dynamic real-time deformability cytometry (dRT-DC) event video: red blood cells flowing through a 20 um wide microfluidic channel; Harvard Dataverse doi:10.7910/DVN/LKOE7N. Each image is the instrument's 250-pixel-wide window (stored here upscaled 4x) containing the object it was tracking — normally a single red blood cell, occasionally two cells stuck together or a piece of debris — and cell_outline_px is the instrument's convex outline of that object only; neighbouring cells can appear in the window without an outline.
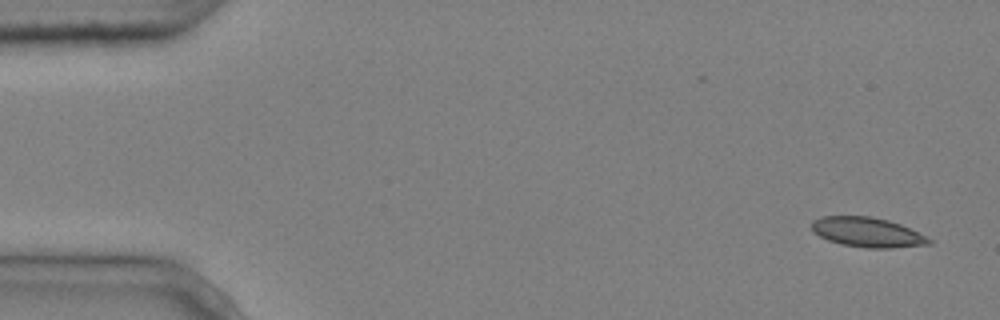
{"species": "common noctule bat (a hibernating species)", "species_latin": "Nyctalus noctula", "temperature_condition": "cold", "stored_images_in_passage": 4, "camera_frame_rate_fps": 3000, "um_per_image_px": 0.085, "animal": {"sex": "male", "body_mass_g": 20.4}, "frame": {"image": 1, "passage_image": 1, "time_ms": 0.0, "image_size_px": [1000, 320], "cell_outline_px": [[932, 244], [888, 248], [868, 248], [840, 244], [828, 240], [812, 232], [812, 220], [824, 216], [872, 216], [888, 220], [900, 224], [932, 240]], "centroid_in_image_um": [73.68, 19.74], "position_along_channel_um": 11.3, "area_um2": 20.17}}
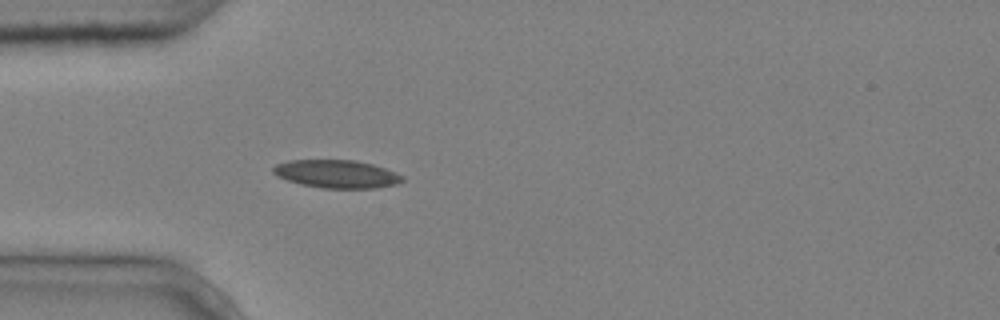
{"frame": {"image": 2, "passage_image": 4, "time_ms": 1.0, "image_size_px": [1000, 320], "cell_outline_px": [[404, 180], [396, 184], [376, 188], [320, 188], [300, 184], [276, 176], [272, 172], [272, 168], [276, 164], [288, 160], [356, 160], [372, 164], [396, 172], [404, 176]], "centroid_in_image_um": [28.6, 14.78], "position_along_channel_um": 56.4, "area_um2": 21.21}}